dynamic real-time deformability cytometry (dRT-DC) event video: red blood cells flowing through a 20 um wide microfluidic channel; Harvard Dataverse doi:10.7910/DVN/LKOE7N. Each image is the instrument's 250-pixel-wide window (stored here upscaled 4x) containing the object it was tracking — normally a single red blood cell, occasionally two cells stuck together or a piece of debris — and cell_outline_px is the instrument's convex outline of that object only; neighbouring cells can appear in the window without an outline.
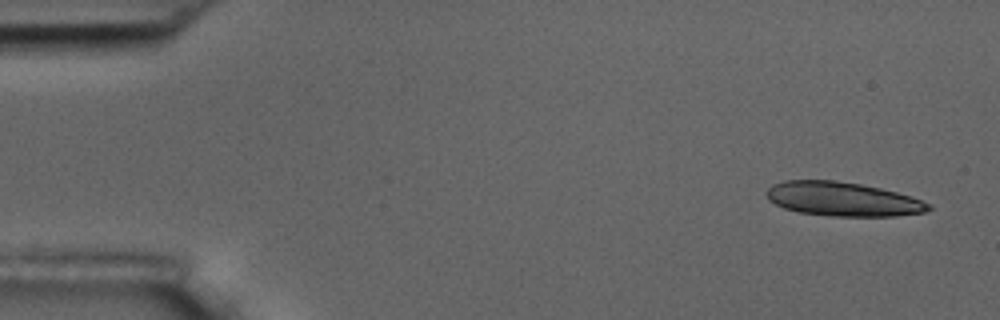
{"species": "common noctule bat (a hibernating species)", "species_latin": "Nyctalus noctula", "temperature_condition": "room temperature", "stored_images_in_passage": 6, "segment_of_instrument_passage": [1, 2], "camera_frame_rate_fps": 3000, "um_per_image_px": 0.085, "animal": {"sex": "male", "body_mass_g": 17.5, "forearm_length_mm": 52.3}, "frame": {"image": 1, "passage_image": 1, "time_ms": 0.0, "image_size_px": [1000, 320], "cell_outline_px": [[932, 208], [924, 212], [896, 216], [832, 216], [800, 212], [784, 208], [768, 200], [764, 192], [772, 184], [784, 180], [832, 180], [860, 184], [880, 188], [912, 196], [932, 204]], "centroid_in_image_um": [71.62, 16.92], "position_along_channel_um": 13.4, "area_um2": 32.25}}